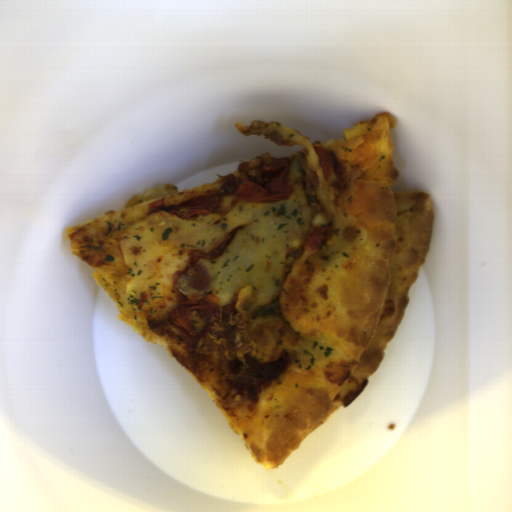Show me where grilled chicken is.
<instances>
[{"instance_id":"obj_1","label":"grilled chicken","mask_w":512,"mask_h":512,"mask_svg":"<svg viewBox=\"0 0 512 512\" xmlns=\"http://www.w3.org/2000/svg\"><path fill=\"white\" fill-rule=\"evenodd\" d=\"M291 165L289 157L261 153L243 161L234 172L227 175L223 189L226 193H236L243 182L251 181L271 193L284 192L289 185Z\"/></svg>"}]
</instances>
